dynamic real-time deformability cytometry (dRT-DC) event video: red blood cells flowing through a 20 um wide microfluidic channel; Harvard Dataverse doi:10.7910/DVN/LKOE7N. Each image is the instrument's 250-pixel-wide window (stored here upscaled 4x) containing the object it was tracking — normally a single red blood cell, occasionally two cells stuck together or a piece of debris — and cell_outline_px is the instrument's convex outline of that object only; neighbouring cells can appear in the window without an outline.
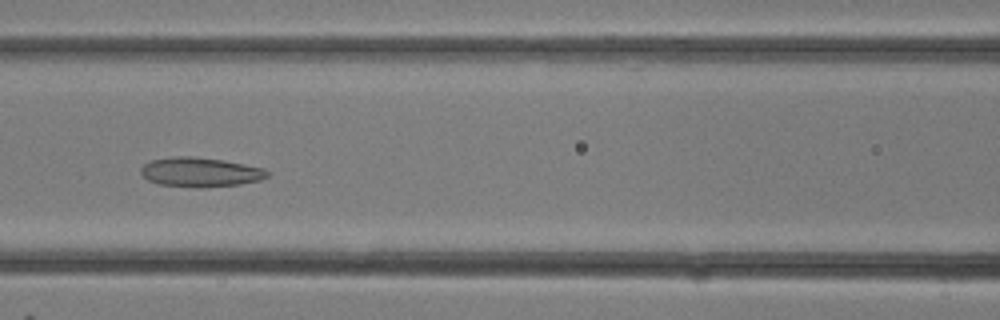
{"species": "common noctule bat (a hibernating species)", "species_latin": "Nyctalus noctula", "temperature_condition": "room temperature", "stored_images_in_passage": 31, "camera_frame_rate_fps": 3000, "um_per_image_px": 0.085, "animal": {"sex": "female"}, "frame": {"image": 1, "passage_image": 13, "time_ms": 4.0, "image_size_px": [1000, 320], "cell_outline_px": [[272, 172], [268, 176], [260, 180], [240, 184], [204, 188], [196, 188], [160, 184], [148, 180], [140, 172], [140, 168], [144, 164], [152, 160], [172, 156], [192, 156], [224, 160], [264, 168]], "centroid_in_image_um": [17.05, 14.63], "position_along_channel_um": 149.6, "area_um2": 21.91}}
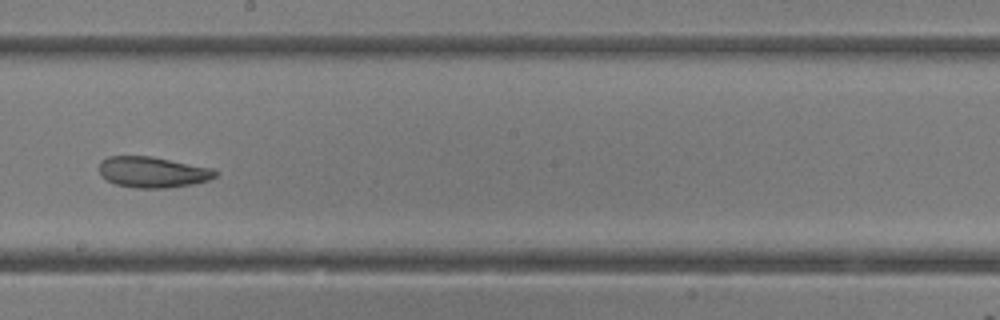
{"frame": {"image": 2, "passage_image": 17, "time_ms": 5.333, "image_size_px": [1000, 320], "cell_outline_px": [[220, 172], [216, 176], [208, 180], [192, 184], [168, 188], [136, 188], [116, 184], [100, 176], [100, 160], [108, 156], [152, 156], [212, 168]], "centroid_in_image_um": [12.98, 14.62], "position_along_channel_um": 235.2, "area_um2": 20.98}}
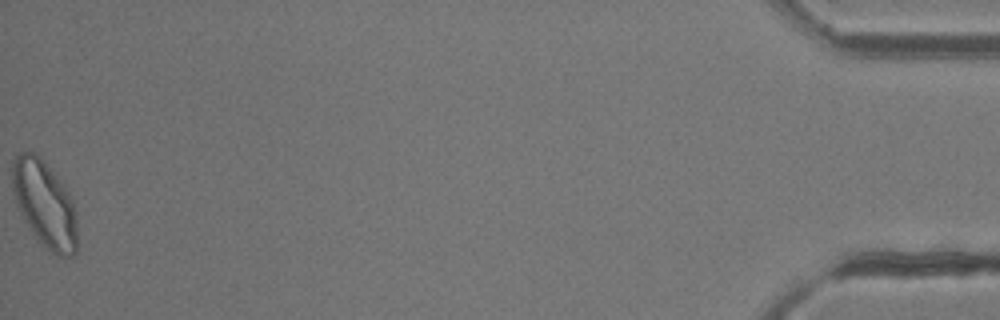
{"frame": {"image": 3, "passage_image": 31, "time_ms": 10.0, "image_size_px": [1000, 320], "cell_outline_px": [[76, 252], [72, 256], [60, 256], [52, 252], [36, 236], [24, 220], [16, 204], [12, 192], [12, 164], [16, 156], [20, 152], [32, 152], [40, 156], [44, 160], [68, 192], [76, 212]], "centroid_in_image_um": [3.78, 17.31], "position_along_channel_um": 431.4, "area_um2": 32.25}}